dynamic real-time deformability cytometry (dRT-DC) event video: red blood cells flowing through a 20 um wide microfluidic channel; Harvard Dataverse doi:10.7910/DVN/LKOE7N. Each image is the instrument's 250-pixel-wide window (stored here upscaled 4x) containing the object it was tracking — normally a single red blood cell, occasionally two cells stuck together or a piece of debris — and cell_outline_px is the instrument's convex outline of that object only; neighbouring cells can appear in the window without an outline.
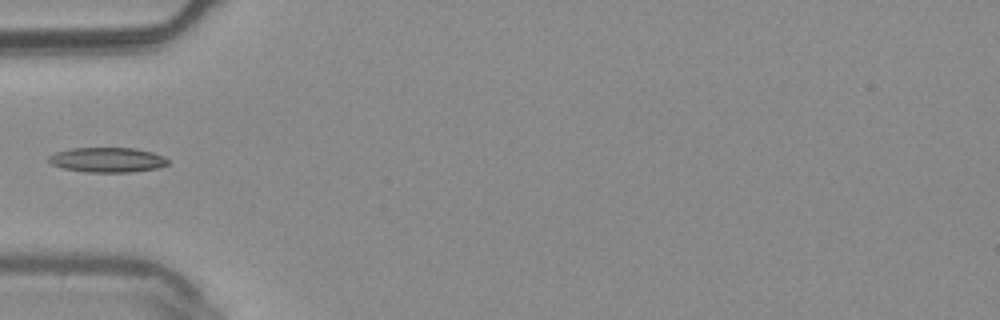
{"species": "common noctule bat (a hibernating species)", "species_latin": "Nyctalus noctula", "temperature_condition": "warm", "stored_images_in_passage": 5, "camera_frame_rate_fps": 3000, "um_per_image_px": 0.085, "animal": {"sex": "male", "body_mass_g": 20.4}, "frame": {"image": 1, "passage_image": 4, "time_ms": 1.0, "image_size_px": [1000, 320], "cell_outline_px": [[168, 164], [160, 168], [128, 172], [84, 172], [64, 168], [52, 164], [48, 160], [48, 156], [56, 152], [72, 148], [132, 148], [152, 152], [164, 156], [168, 160]], "centroid_in_image_um": [9.14, 13.59], "position_along_channel_um": 75.9, "area_um2": 17.22}}